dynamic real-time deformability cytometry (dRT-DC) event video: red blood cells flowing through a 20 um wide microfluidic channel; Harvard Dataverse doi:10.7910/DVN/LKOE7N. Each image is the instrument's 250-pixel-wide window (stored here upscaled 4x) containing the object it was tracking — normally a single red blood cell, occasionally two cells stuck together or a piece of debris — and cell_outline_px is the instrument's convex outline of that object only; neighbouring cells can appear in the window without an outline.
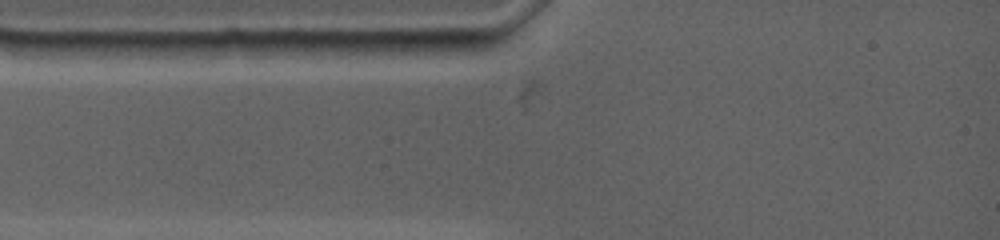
{"species": "common noctule bat (a hibernating species)", "species_latin": "Nyctalus noctula", "temperature_condition": "warm", "stored_images_in_passage": 1, "camera_frame_rate_fps": 4500, "um_per_image_px": 0.085, "animal": {"sex": "female", "body_mass_g": 19.0, "forearm_length_mm": 53.3}, "frame": {"image": 1, "passage_image": 1, "time_ms": 0.0, "image_size_px": [1000, 240], "cell_outline_px": [[492, 44], [488, 48], [440, 56], [364, 60], [348, 52], [340, 44], [348, 40], [480, 40]], "centroid_in_image_um": [34.85, 4.09], "position_along_channel_um": 50.2, "area_um2": 16.24}}